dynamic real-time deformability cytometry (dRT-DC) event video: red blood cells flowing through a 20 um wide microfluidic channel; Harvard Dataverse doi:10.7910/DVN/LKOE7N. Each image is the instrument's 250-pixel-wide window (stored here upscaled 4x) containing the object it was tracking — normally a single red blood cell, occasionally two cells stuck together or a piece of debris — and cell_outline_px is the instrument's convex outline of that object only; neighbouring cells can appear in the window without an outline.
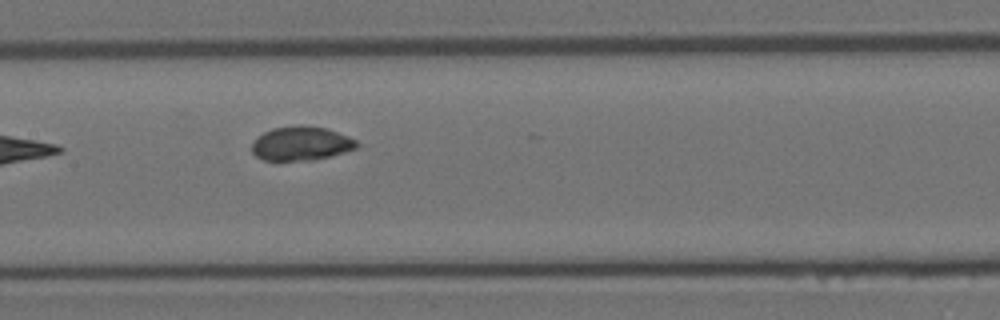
{"species": "Egyptian fruit bat (a non-hibernating species)", "species_latin": "Rousettus aegyptiacus", "temperature_condition": "room temperature", "stored_images_in_passage": 7, "camera_frame_rate_fps": 3000, "um_per_image_px": 0.085, "animal": {"sex": "female"}, "frame": {"image": 1, "passage_image": 7, "time_ms": 2.0, "image_size_px": [1000, 320], "cell_outline_px": [[360, 144], [356, 148], [344, 152], [312, 160], [264, 160], [256, 156], [252, 152], [252, 144], [264, 132], [272, 128], [300, 124], [328, 128], [348, 136], [356, 140]], "centroid_in_image_um": [25.62, 12.18], "position_along_channel_um": 181.8, "area_um2": 20.75}}